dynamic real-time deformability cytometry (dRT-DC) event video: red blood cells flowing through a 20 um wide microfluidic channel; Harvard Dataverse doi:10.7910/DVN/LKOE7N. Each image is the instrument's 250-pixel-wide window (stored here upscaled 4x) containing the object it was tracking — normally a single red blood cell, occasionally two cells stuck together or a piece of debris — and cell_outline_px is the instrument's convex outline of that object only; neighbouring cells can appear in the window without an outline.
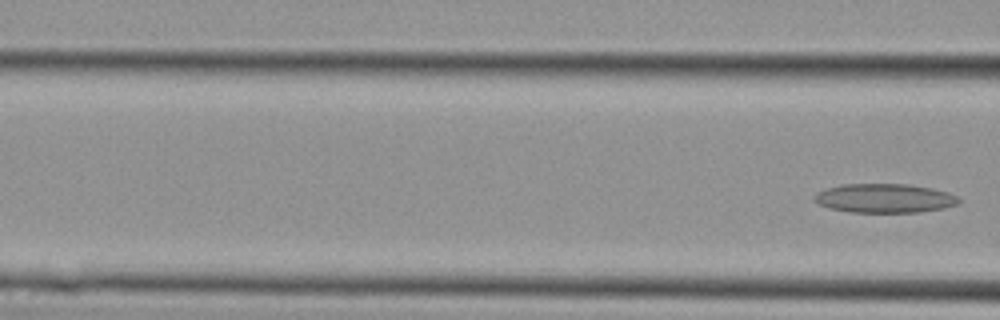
{"species": "Egyptian fruit bat (a non-hibernating species)", "species_latin": "Rousettus aegyptiacus", "temperature_condition": "cold", "stored_images_in_passage": 4, "segment_of_instrument_passage": [2, 2], "camera_frame_rate_fps": 3000, "um_per_image_px": 0.085, "animal": {"sex": "female"}, "frame": {"image": 1, "passage_image": 4, "time_ms": 1.0, "image_size_px": [1000, 320], "cell_outline_px": [[960, 200], [956, 204], [944, 208], [920, 212], [848, 212], [828, 208], [812, 200], [816, 192], [824, 188], [840, 184], [908, 184], [932, 188], [948, 192], [956, 196]], "centroid_in_image_um": [75.13, 16.84], "position_along_channel_um": 91.5, "area_um2": 24.62}}